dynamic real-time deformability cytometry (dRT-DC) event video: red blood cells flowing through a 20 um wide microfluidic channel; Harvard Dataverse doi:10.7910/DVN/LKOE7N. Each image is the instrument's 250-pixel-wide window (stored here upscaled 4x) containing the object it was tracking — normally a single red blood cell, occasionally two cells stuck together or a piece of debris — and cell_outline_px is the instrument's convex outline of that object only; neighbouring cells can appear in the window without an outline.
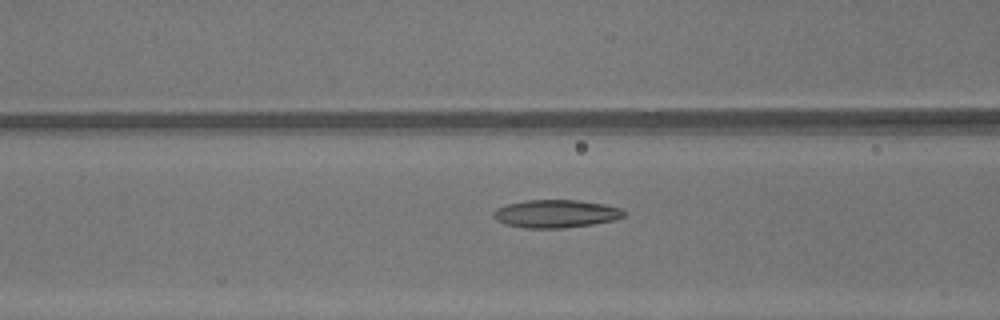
{"species": "common noctule bat (a hibernating species)", "species_latin": "Nyctalus noctula", "temperature_condition": "warm", "stored_images_in_passage": 46, "camera_frame_rate_fps": 3000, "um_per_image_px": 0.085, "animal": {"sex": "male", "body_mass_g": 13.3}, "frame": {"image": 1, "passage_image": 18, "time_ms": 5.667, "image_size_px": [1000, 320], "cell_outline_px": [[624, 216], [616, 220], [592, 224], [564, 228], [528, 228], [508, 224], [496, 220], [492, 216], [492, 212], [496, 208], [508, 204], [524, 200], [576, 200], [604, 204], [620, 208], [624, 212]], "centroid_in_image_um": [47.24, 18.16], "position_along_channel_um": 119.4, "area_um2": 21.15}}
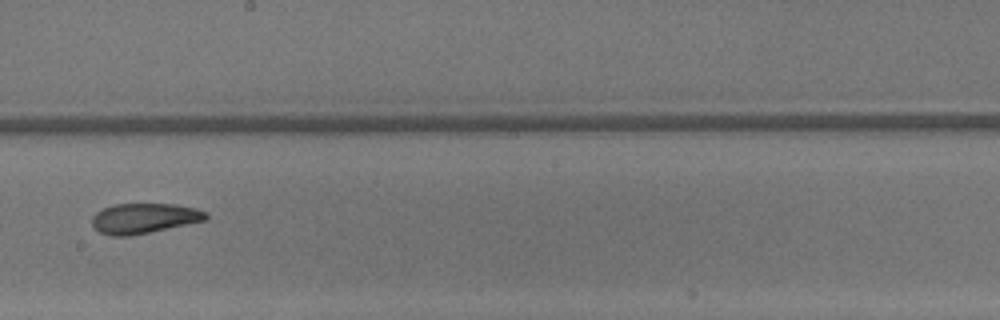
{"frame": {"image": 2, "passage_image": 26, "time_ms": 8.333, "image_size_px": [1000, 320], "cell_outline_px": [[208, 220], [128, 236], [112, 236], [100, 232], [92, 224], [92, 216], [96, 212], [112, 204], [176, 204], [196, 208], [208, 212]], "centroid_in_image_um": [12.28, 18.54], "position_along_channel_um": 235.9, "area_um2": 20.0}}
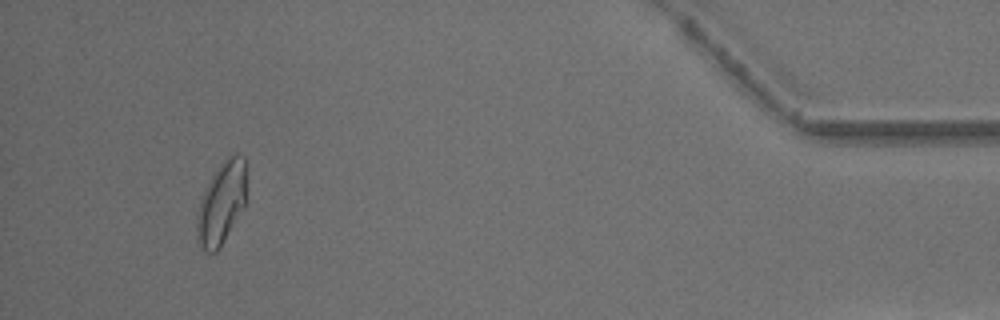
{"frame": {"image": 3, "passage_image": 43, "time_ms": 14.0, "image_size_px": [1000, 320], "cell_outline_px": [[244, 204], [220, 248], [216, 252], [204, 252], [196, 240], [196, 212], [200, 196], [204, 188], [216, 168], [228, 152], [236, 152], [244, 156]], "centroid_in_image_um": [18.75, 17.23], "position_along_channel_um": 416.5, "area_um2": 24.04}, "authors_computed_cell_mechanics": {"area_um2": 21.8773, "velocity_mm_per_s": 4.3716, "shape_relaxation_time_tau1_ms": 10.3066, "shape_relaxation_time_tau2_ms": 2.7939, "deformation_change_tau1": 0.2457, "deformation_change_tau2": 0.101}}